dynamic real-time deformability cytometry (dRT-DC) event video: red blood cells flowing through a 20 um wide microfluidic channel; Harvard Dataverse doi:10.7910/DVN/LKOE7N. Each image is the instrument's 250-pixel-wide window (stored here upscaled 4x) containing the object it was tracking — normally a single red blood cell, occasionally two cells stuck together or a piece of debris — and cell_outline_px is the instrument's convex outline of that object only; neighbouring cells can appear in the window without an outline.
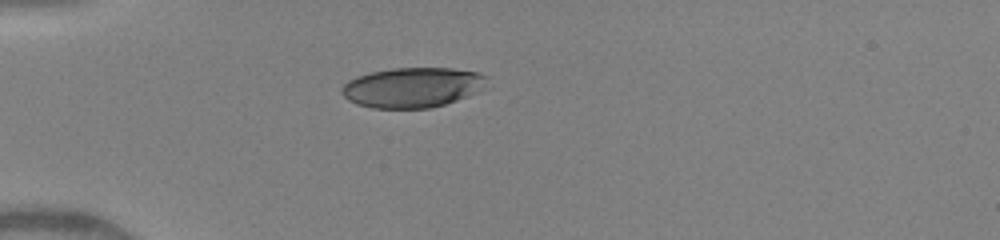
{"species": "human", "species_latin": "Homo sapiens", "temperature_condition": "warm", "stored_images_in_passage": 5, "camera_frame_rate_fps": 3000, "um_per_image_px": 0.085, "donor": {"sex": "female"}, "frame": {"image": 1, "passage_image": 1, "time_ms": 0.0, "image_size_px": [1000, 240], "cell_outline_px": [[488, 76], [476, 92], [456, 100], [444, 104], [428, 108], [372, 108], [356, 104], [348, 100], [340, 92], [340, 88], [348, 80], [356, 76], [372, 72], [392, 68], [452, 68], [480, 72]], "centroid_in_image_um": [34.99, 7.42], "position_along_channel_um": 50.0, "area_um2": 33.7}}
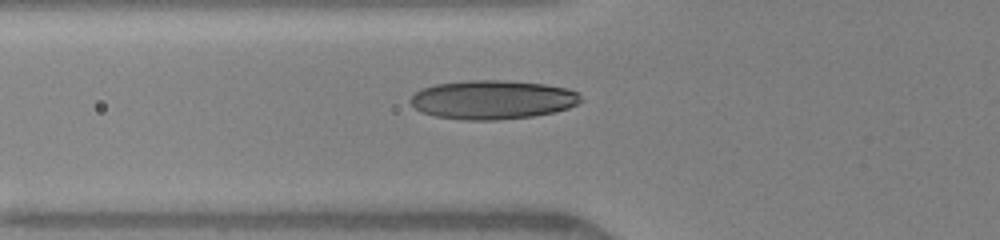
{"frame": {"image": 2, "passage_image": 4, "time_ms": 1.333, "image_size_px": [1000, 240], "cell_outline_px": [[584, 100], [568, 108], [556, 112], [532, 116], [496, 120], [464, 120], [436, 116], [420, 112], [408, 100], [420, 88], [436, 84], [468, 80], [508, 80], [544, 84], [568, 88], [576, 92]], "centroid_in_image_um": [41.86, 8.47], "position_along_channel_um": 83.9, "area_um2": 38.84}}